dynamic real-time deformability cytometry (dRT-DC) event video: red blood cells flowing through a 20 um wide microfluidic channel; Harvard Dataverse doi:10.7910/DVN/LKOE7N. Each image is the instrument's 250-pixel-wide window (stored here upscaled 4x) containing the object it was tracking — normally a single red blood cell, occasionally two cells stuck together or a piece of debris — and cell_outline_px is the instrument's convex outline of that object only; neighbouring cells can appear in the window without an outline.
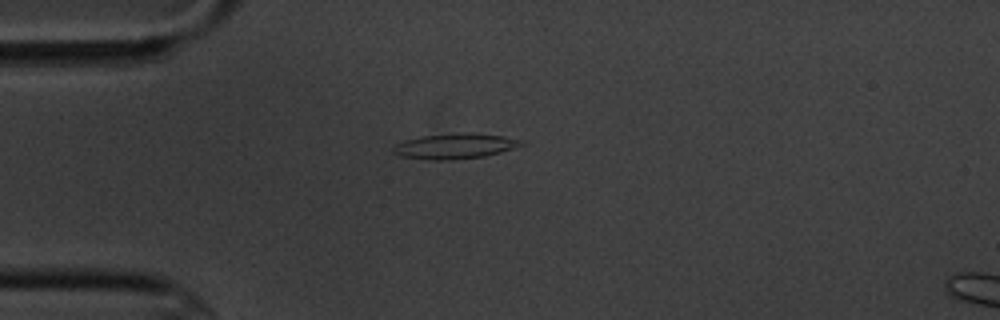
{"species": "common noctule bat (a hibernating species)", "species_latin": "Nyctalus noctula", "temperature_condition": "cold", "stored_images_in_passage": 2, "camera_frame_rate_fps": 3000, "um_per_image_px": 0.085, "animal": {"sex": "male", "body_mass_g": 20.1, "forearm_length_mm": 53.5}, "frame": {"image": 1, "passage_image": 1, "time_ms": 0.0, "image_size_px": [1000, 320], "cell_outline_px": [[528, 144], [500, 152], [484, 156], [452, 160], [432, 160], [400, 156], [392, 152], [392, 148], [396, 144], [404, 140], [424, 136], [464, 132], [472, 132], [504, 136], [524, 140]], "centroid_in_image_um": [38.72, 12.41], "position_along_channel_um": 46.3, "area_um2": 19.07}}